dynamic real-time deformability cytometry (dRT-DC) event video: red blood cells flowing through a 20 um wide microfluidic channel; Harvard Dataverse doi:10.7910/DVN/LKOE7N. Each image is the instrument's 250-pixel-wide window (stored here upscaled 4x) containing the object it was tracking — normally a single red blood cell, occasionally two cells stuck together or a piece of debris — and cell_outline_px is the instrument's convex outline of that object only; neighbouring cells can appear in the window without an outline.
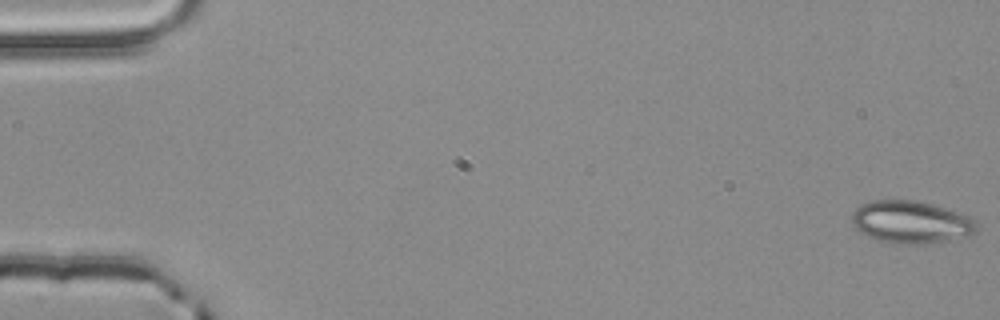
{"species": "common noctule bat (a hibernating species)", "species_latin": "Nyctalus noctula", "temperature_condition": "room temperature", "stored_images_in_passage": 4, "camera_frame_rate_fps": 3000, "um_per_image_px": 0.085, "animal": {"sex": "male", "body_mass_g": 20.4}, "frame": {"image": 1, "passage_image": 1, "time_ms": 0.0, "image_size_px": [1000, 320], "cell_outline_px": [[976, 228], [968, 236], [948, 240], [924, 244], [900, 244], [880, 240], [868, 236], [860, 232], [852, 224], [852, 212], [856, 208], [872, 200], [916, 200], [932, 204], [960, 212], [968, 216], [976, 224]], "centroid_in_image_um": [77.41, 18.87], "position_along_channel_um": 7.6, "area_um2": 30.63}}